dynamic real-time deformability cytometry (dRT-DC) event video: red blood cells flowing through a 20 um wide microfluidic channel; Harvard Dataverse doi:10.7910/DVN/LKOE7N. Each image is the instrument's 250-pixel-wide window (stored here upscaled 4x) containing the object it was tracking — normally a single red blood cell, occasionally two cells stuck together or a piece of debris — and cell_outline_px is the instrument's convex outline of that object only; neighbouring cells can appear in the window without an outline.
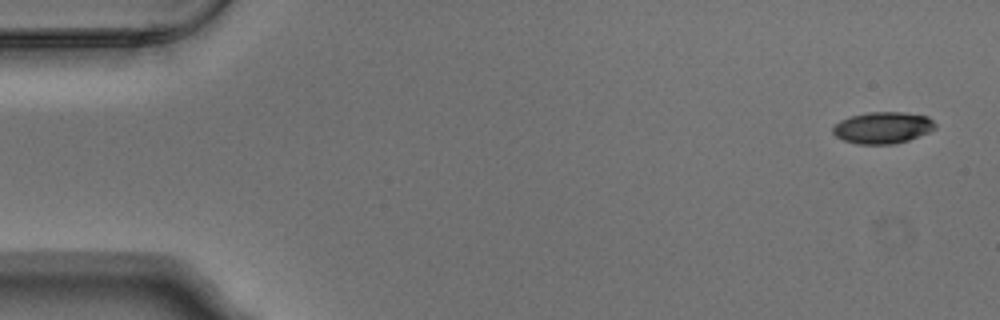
{"species": "Egyptian fruit bat (a non-hibernating species)", "species_latin": "Rousettus aegyptiacus", "temperature_condition": "warm", "stored_images_in_passage": 4, "camera_frame_rate_fps": 3000, "um_per_image_px": 0.085, "animal": {"sex": "male"}, "frame": {"image": 1, "passage_image": 1, "time_ms": 0.0, "image_size_px": [1000, 320], "cell_outline_px": [[936, 128], [928, 132], [908, 140], [892, 144], [856, 144], [844, 140], [836, 136], [832, 132], [832, 128], [840, 120], [852, 116], [868, 112], [904, 112], [928, 116], [936, 124]], "centroid_in_image_um": [75.03, 10.85], "position_along_channel_um": 10.0, "area_um2": 18.79}}
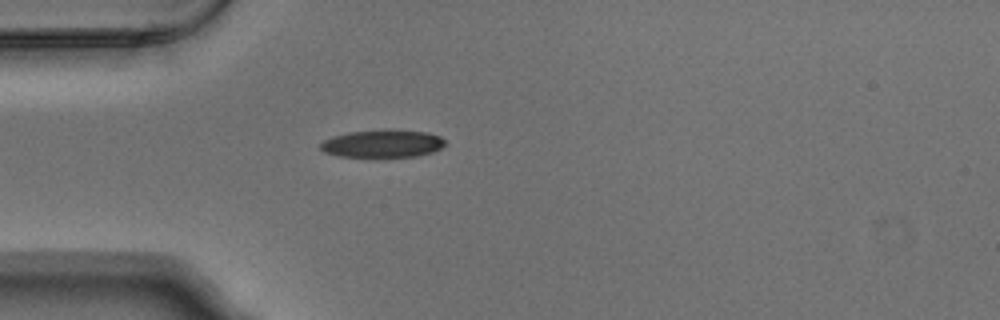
{"frame": {"image": 2, "passage_image": 4, "time_ms": 1.0, "image_size_px": [1000, 320], "cell_outline_px": [[444, 144], [440, 148], [432, 152], [416, 156], [372, 160], [340, 156], [324, 152], [320, 148], [320, 144], [324, 140], [332, 136], [348, 132], [384, 128], [392, 128], [428, 132], [440, 136], [444, 140]], "centroid_in_image_um": [32.49, 12.23], "position_along_channel_um": 52.5, "area_um2": 21.39}}